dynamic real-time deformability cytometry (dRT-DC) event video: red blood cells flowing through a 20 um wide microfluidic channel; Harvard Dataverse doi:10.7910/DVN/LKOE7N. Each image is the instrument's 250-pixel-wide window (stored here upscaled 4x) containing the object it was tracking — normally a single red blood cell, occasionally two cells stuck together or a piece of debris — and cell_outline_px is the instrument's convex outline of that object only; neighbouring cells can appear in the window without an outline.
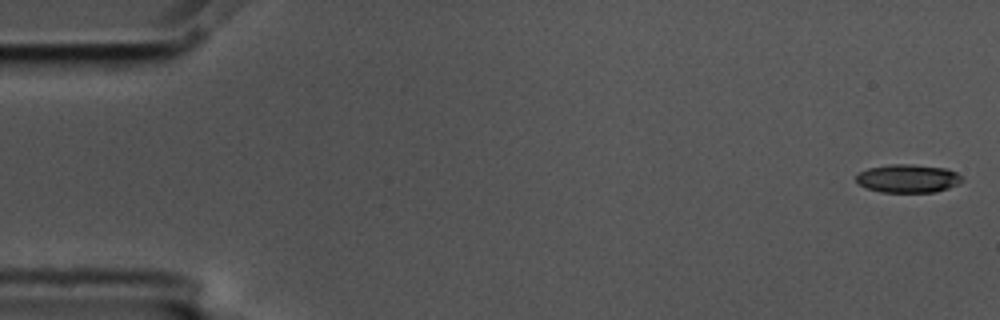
{"species": "common noctule bat (a hibernating species)", "species_latin": "Nyctalus noctula", "temperature_condition": "cold", "stored_images_in_passage": 56, "camera_frame_rate_fps": 3000, "um_per_image_px": 0.085, "animal": {"sex": "male", "body_mass_g": 17.5, "forearm_length_mm": 52.3}, "frame": {"image": 1, "passage_image": 1, "time_ms": 0.0, "image_size_px": [1000, 320], "cell_outline_px": [[964, 180], [960, 184], [936, 192], [880, 192], [856, 184], [856, 176], [860, 172], [868, 168], [888, 164], [912, 164], [948, 168], [956, 172]], "centroid_in_image_um": [77.19, 15.17], "position_along_channel_um": 7.8, "area_um2": 17.69}}
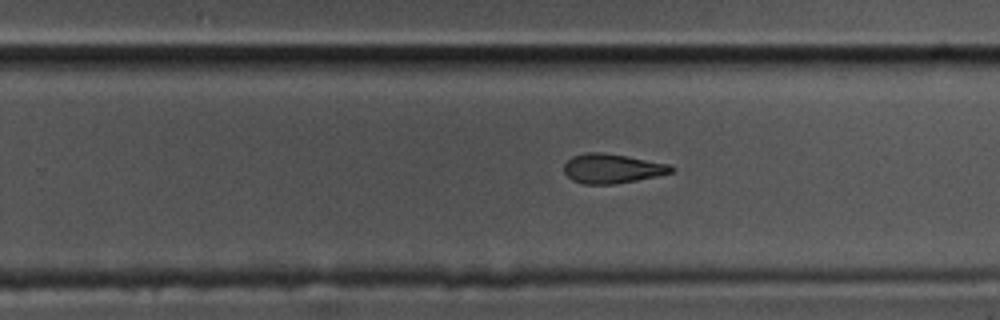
{"frame": {"image": 2, "passage_image": 35, "time_ms": 11.333, "image_size_px": [1000, 320], "cell_outline_px": [[676, 168], [672, 172], [656, 176], [636, 180], [612, 184], [584, 184], [572, 180], [564, 172], [564, 164], [572, 156], [584, 152], [600, 152], [624, 156], [668, 164]], "centroid_in_image_um": [51.99, 14.32], "position_along_channel_um": 277.8, "area_um2": 18.15}}
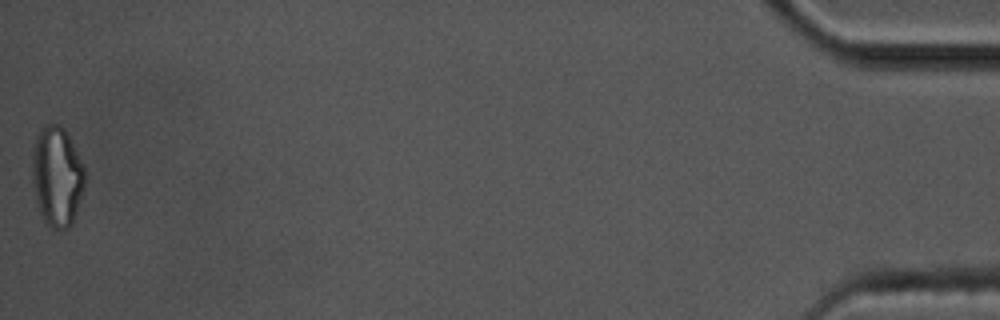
{"frame": {"image": 3, "passage_image": 56, "time_ms": 18.333, "image_size_px": [1000, 320], "cell_outline_px": [[84, 188], [72, 224], [68, 228], [52, 228], [44, 224], [36, 200], [32, 180], [32, 148], [36, 136], [40, 128], [44, 124], [60, 124], [64, 128], [84, 164]], "centroid_in_image_um": [4.83, 14.97], "position_along_channel_um": 430.4, "area_um2": 30.92}, "authors_computed_cell_mechanics": {"area_um2": 19.074, "velocity_mm_per_s": 3.5795, "shape_relaxation_time_tau1_ms": 7.3853, "shape_relaxation_time_tau2_ms": 6.1492, "deformation_change_tau1": 0.2061, "deformation_change_tau2": 0.1685}}